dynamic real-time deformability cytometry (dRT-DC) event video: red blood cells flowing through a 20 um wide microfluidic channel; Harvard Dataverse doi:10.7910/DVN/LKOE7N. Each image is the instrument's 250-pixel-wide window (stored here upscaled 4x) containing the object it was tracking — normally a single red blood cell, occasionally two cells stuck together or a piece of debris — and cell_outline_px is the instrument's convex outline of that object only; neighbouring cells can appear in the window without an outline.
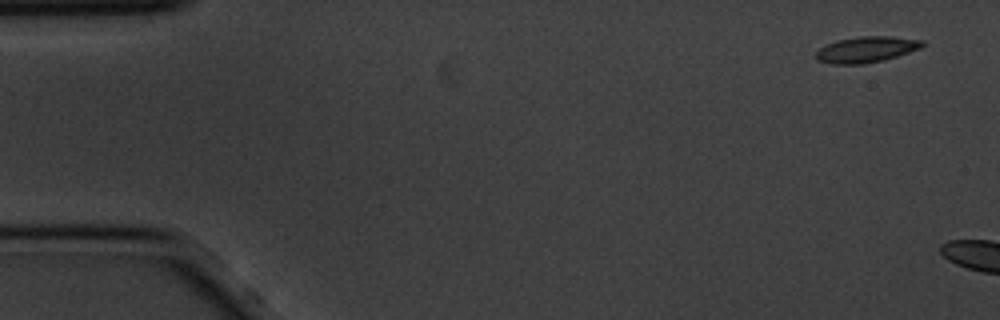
{"species": "common noctule bat (a hibernating species)", "species_latin": "Nyctalus noctula", "temperature_condition": "cold", "stored_images_in_passage": 5, "camera_frame_rate_fps": 3000, "um_per_image_px": 0.085, "animal": {"sex": "male", "body_mass_g": 20.1, "forearm_length_mm": 53.5}, "frame": {"image": 1, "passage_image": 1, "time_ms": 0.0, "image_size_px": [1000, 320], "cell_outline_px": [[924, 44], [920, 48], [884, 60], [864, 64], [832, 64], [816, 60], [816, 52], [820, 48], [836, 40], [860, 36], [888, 36], [924, 40]], "centroid_in_image_um": [73.62, 4.21], "position_along_channel_um": 11.4, "area_um2": 16.01}}